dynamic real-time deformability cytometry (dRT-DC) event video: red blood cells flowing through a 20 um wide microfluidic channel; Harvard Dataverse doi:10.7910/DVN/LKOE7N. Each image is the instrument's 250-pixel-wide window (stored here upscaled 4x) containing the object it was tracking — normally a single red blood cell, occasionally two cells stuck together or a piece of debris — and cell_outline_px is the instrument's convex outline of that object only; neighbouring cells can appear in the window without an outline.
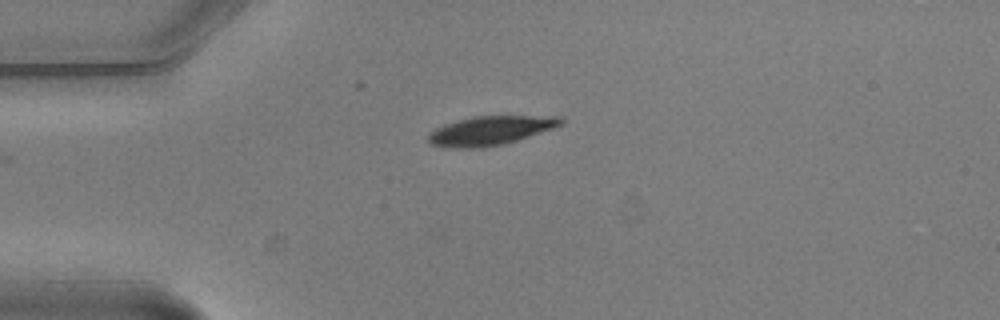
{"species": "common noctule bat (a hibernating species)", "species_latin": "Nyctalus noctula", "temperature_condition": "warm", "stored_images_in_passage": 2, "camera_frame_rate_fps": 3000, "um_per_image_px": 0.085, "animal": {"sex": "male", "body_mass_g": 20.5, "forearm_length_mm": 52.5}, "frame": {"image": 1, "passage_image": 2, "time_ms": 0.333, "image_size_px": [1000, 320], "cell_outline_px": [[564, 120], [560, 124], [552, 128], [516, 140], [500, 144], [480, 148], [444, 148], [428, 144], [428, 136], [436, 128], [444, 124], [476, 116], [560, 116]], "centroid_in_image_um": [41.62, 11.11], "position_along_channel_um": 43.4, "area_um2": 22.08}}